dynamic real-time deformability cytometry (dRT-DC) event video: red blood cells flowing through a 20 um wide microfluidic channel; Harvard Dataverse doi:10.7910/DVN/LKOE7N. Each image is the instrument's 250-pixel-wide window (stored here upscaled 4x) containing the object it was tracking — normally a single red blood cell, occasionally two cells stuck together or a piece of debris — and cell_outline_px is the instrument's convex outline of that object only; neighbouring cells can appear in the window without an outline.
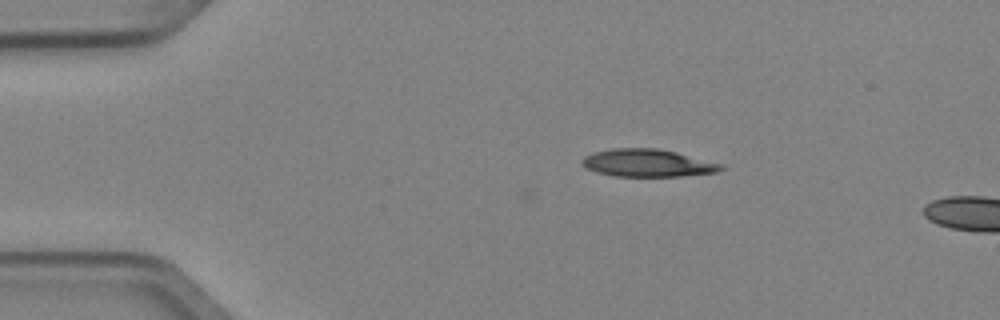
{"species": "Egyptian fruit bat (a non-hibernating species)", "species_latin": "Rousettus aegyptiacus", "temperature_condition": "cold", "stored_images_in_passage": 2, "camera_frame_rate_fps": 3000, "um_per_image_px": 0.085, "animal": {"sex": "female"}, "frame": {"image": 1, "passage_image": 1, "time_ms": 0.0, "image_size_px": [1000, 320], "cell_outline_px": [[724, 168], [716, 172], [680, 176], [616, 176], [596, 172], [580, 164], [580, 160], [584, 156], [596, 152], [612, 148], [656, 148], [676, 152], [724, 164]], "centroid_in_image_um": [55.04, 13.85], "position_along_channel_um": 30.0, "area_um2": 22.25}}